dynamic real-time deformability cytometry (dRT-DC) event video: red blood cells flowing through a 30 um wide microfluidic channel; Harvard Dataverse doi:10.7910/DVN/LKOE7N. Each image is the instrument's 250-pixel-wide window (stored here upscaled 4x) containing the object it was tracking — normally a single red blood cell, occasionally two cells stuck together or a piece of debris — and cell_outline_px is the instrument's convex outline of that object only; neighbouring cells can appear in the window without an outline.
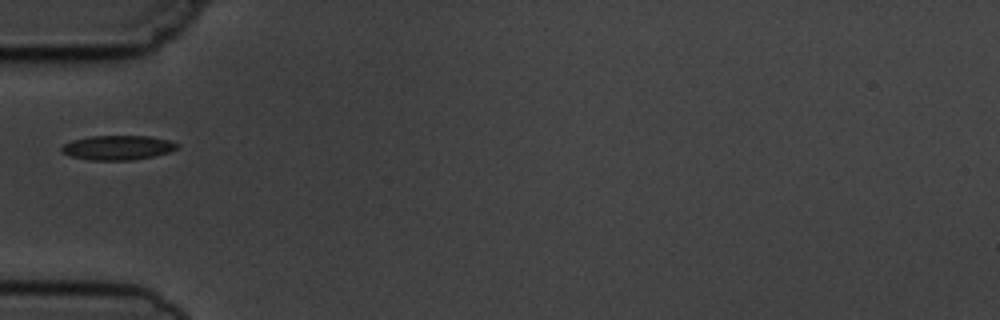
{"species": "common noctule bat (a hibernating species)", "species_latin": "Nyctalus noctula", "temperature_condition": "cold", "stored_images_in_passage": 5, "camera_frame_rate_fps": 3000, "um_per_image_px": 0.085, "animal": {"sex": "male", "body_mass_g": 19.5, "forearm_length_mm": 54.6}, "frame": {"image": 1, "passage_image": 5, "time_ms": 5.333, "image_size_px": [1000, 320], "cell_outline_px": [[180, 144], [176, 148], [168, 152], [152, 156], [132, 160], [92, 160], [72, 156], [60, 152], [60, 148], [64, 144], [72, 140], [88, 136], [148, 136], [168, 140]], "centroid_in_image_um": [9.97, 12.54], "position_along_channel_um": 75.0, "area_um2": 16.36}}